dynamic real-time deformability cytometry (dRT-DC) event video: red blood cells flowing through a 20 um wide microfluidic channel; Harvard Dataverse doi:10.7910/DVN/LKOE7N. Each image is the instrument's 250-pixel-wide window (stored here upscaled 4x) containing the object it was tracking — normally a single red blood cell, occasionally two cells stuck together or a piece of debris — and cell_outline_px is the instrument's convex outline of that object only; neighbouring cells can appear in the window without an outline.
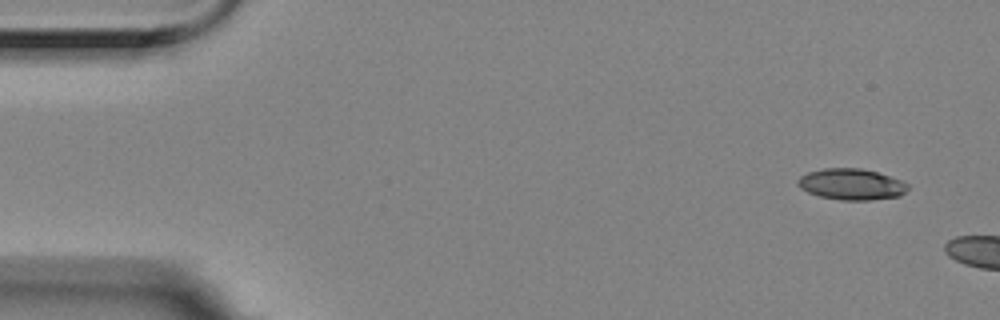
{"species": "Egyptian fruit bat (a non-hibernating species)", "species_latin": "Rousettus aegyptiacus", "temperature_condition": "room temperature", "stored_images_in_passage": 3, "camera_frame_rate_fps": 3000, "um_per_image_px": 0.085, "animal": {"sex": "female"}, "frame": {"image": 1, "passage_image": 1, "time_ms": 0.0, "image_size_px": [1000, 320], "cell_outline_px": [[908, 188], [900, 196], [868, 200], [840, 200], [820, 196], [808, 192], [800, 188], [796, 184], [796, 180], [800, 176], [808, 172], [824, 168], [860, 168], [876, 172], [900, 180], [908, 184]], "centroid_in_image_um": [72.32, 15.66], "position_along_channel_um": 12.7, "area_um2": 19.88}}